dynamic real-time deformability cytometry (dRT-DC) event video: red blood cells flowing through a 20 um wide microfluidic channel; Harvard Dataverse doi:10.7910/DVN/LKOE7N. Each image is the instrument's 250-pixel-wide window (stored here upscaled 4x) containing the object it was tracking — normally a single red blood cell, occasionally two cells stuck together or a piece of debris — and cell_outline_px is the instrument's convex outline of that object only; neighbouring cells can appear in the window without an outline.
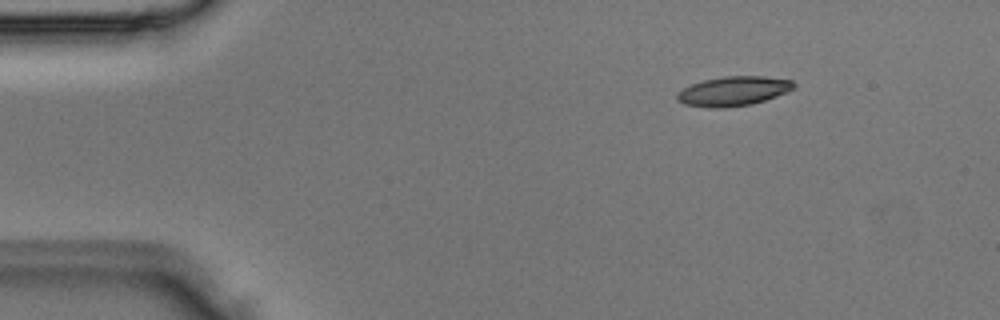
{"species": "Egyptian fruit bat (a non-hibernating species)", "species_latin": "Rousettus aegyptiacus", "temperature_condition": "room temperature", "stored_images_in_passage": 2, "camera_frame_rate_fps": 3000, "um_per_image_px": 0.085, "animal": {"sex": "male"}, "frame": {"image": 1, "passage_image": 2, "time_ms": 0.333, "image_size_px": [1000, 320], "cell_outline_px": [[796, 88], [776, 96], [752, 104], [720, 108], [712, 108], [684, 104], [676, 100], [676, 96], [684, 88], [692, 84], [704, 80], [724, 76], [764, 76], [792, 80], [796, 84]], "centroid_in_image_um": [62.36, 7.74], "position_along_channel_um": 22.6, "area_um2": 19.94}}